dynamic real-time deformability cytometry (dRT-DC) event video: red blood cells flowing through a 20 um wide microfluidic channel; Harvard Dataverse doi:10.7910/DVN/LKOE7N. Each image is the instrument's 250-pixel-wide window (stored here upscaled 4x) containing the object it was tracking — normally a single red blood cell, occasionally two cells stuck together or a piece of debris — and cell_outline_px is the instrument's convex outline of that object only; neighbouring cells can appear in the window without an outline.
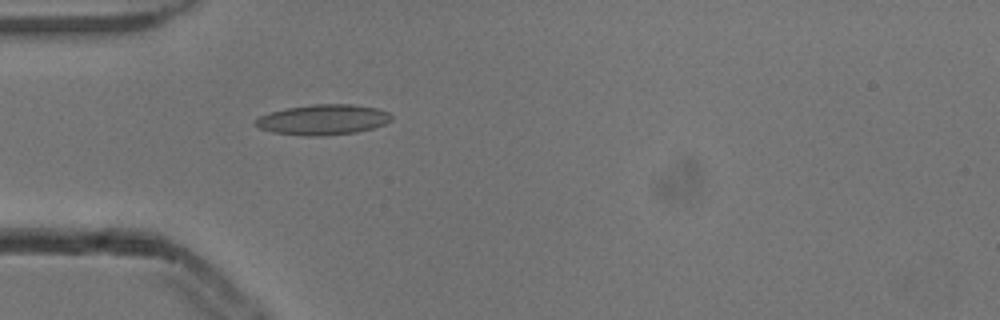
{"species": "common noctule bat (a hibernating species)", "species_latin": "Nyctalus noctula", "temperature_condition": "cold", "stored_images_in_passage": 3, "camera_frame_rate_fps": 3000, "um_per_image_px": 0.085, "animal": {"sex": "male", "body_mass_g": 13.3}, "frame": {"image": 1, "passage_image": 3, "time_ms": 0.667, "image_size_px": [1000, 320], "cell_outline_px": [[392, 120], [384, 124], [372, 128], [356, 132], [320, 136], [308, 136], [272, 132], [260, 128], [252, 124], [260, 116], [272, 112], [288, 108], [312, 104], [352, 104], [376, 108], [388, 112], [392, 116]], "centroid_in_image_um": [27.46, 10.17], "position_along_channel_um": 57.5, "area_um2": 23.87}}